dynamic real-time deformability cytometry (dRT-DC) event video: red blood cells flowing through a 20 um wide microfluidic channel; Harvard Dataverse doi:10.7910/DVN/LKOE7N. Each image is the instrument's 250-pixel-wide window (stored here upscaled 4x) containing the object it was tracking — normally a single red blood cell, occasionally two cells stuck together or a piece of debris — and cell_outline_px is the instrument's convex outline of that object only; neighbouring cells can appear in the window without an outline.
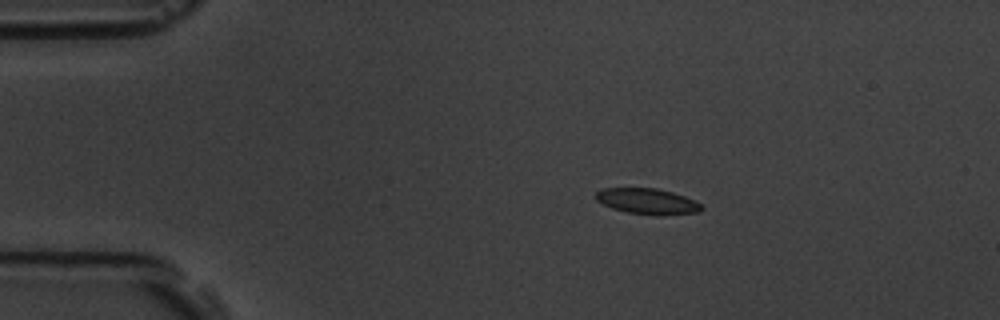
{"species": "common noctule bat (a hibernating species)", "species_latin": "Nyctalus noctula", "temperature_condition": "room temperature", "stored_images_in_passage": 5, "camera_frame_rate_fps": 3000, "um_per_image_px": 0.085, "animal": {"sex": "male", "body_mass_g": 19.5, "forearm_length_mm": 54.6}, "frame": {"image": 1, "passage_image": 2, "time_ms": 1.333, "image_size_px": [1000, 320], "cell_outline_px": [[704, 208], [700, 212], [664, 216], [660, 216], [628, 212], [612, 208], [596, 200], [596, 192], [600, 188], [656, 188], [672, 192], [684, 196], [700, 204]], "centroid_in_image_um": [55.04, 17.12], "position_along_channel_um": 30.0, "area_um2": 15.9}}
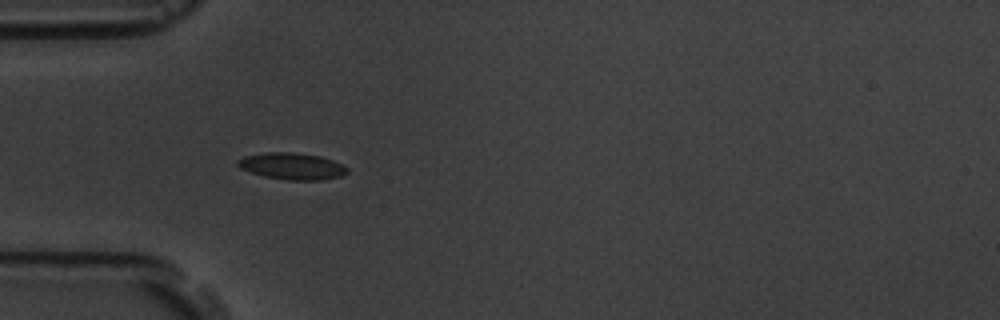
{"frame": {"image": 2, "passage_image": 4, "time_ms": 3.667, "image_size_px": [1000, 320], "cell_outline_px": [[348, 172], [340, 176], [320, 180], [288, 180], [264, 176], [240, 168], [236, 164], [236, 160], [244, 156], [264, 152], [292, 152], [320, 156], [332, 160], [348, 168]], "centroid_in_image_um": [24.79, 14.11], "position_along_channel_um": 60.2, "area_um2": 16.94}}
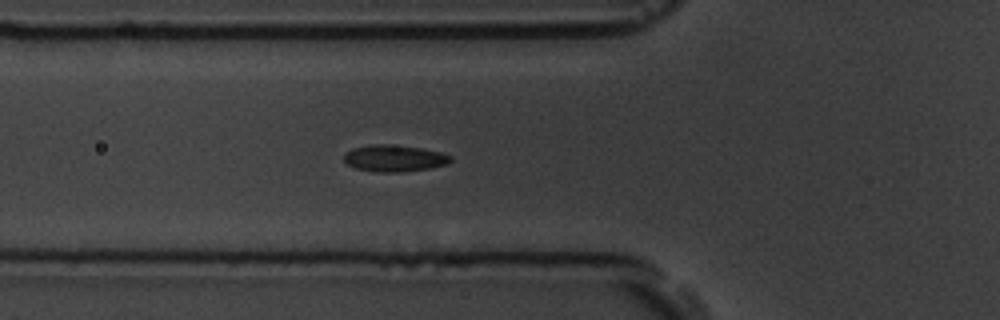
{"frame": {"image": 3, "passage_image": 5, "time_ms": 4.667, "image_size_px": [1000, 320], "cell_outline_px": [[452, 160], [448, 164], [428, 168], [400, 172], [376, 172], [356, 168], [348, 164], [344, 160], [344, 152], [352, 148], [372, 144], [388, 144], [420, 148], [440, 152], [452, 156]], "centroid_in_image_um": [33.5, 13.45], "position_along_channel_um": 92.3, "area_um2": 16.53}}